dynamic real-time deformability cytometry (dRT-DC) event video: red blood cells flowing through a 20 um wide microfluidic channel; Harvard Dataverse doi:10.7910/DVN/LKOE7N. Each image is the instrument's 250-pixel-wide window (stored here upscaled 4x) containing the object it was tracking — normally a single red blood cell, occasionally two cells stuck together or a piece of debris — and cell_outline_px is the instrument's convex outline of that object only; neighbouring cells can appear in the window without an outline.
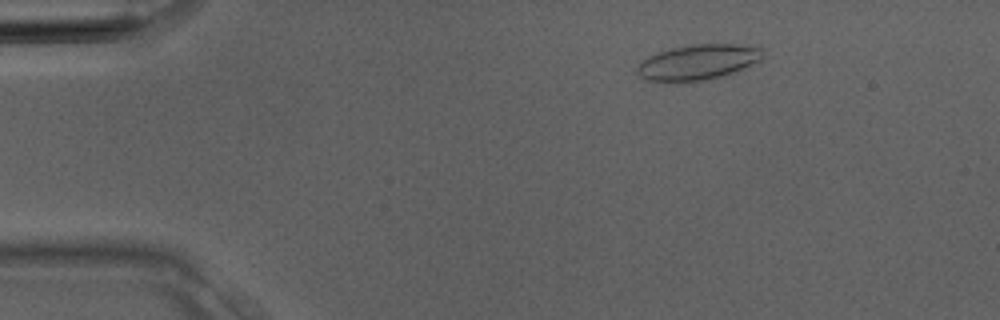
{"species": "Egyptian fruit bat (a non-hibernating species)", "species_latin": "Rousettus aegyptiacus", "temperature_condition": "room temperature", "stored_images_in_passage": 3, "camera_frame_rate_fps": 3000, "um_per_image_px": 0.085, "animal": {"sex": "male"}, "frame": {"image": 1, "passage_image": 2, "time_ms": 0.333, "image_size_px": [1000, 320], "cell_outline_px": [[764, 60], [724, 76], [704, 80], [676, 84], [664, 84], [644, 80], [636, 72], [636, 68], [648, 56], [672, 48], [692, 44], [760, 44]], "centroid_in_image_um": [59.35, 5.31], "position_along_channel_um": 25.6, "area_um2": 26.88}}